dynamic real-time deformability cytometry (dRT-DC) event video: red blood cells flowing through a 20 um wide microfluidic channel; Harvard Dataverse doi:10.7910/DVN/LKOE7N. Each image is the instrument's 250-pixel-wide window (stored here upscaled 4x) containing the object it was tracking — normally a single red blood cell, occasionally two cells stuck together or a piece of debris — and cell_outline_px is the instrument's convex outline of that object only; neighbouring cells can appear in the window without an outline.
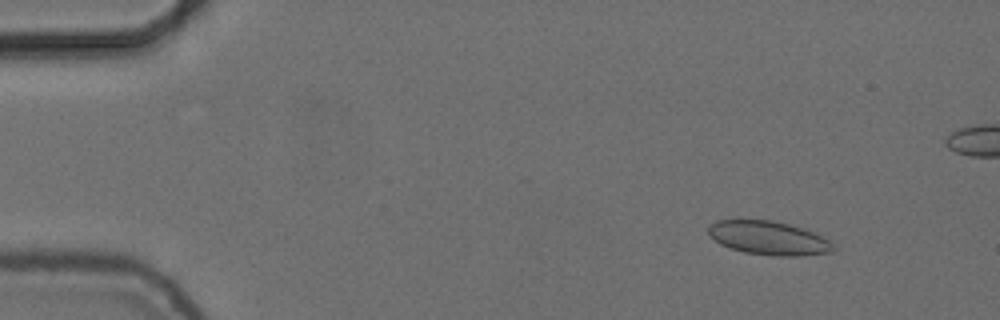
{"species": "common noctule bat (a hibernating species)", "species_latin": "Nyctalus noctula", "temperature_condition": "cold", "stored_images_in_passage": 31, "camera_frame_rate_fps": 3000, "um_per_image_px": 0.085, "animal": {"sex": "female", "body_mass_g": 24.6, "forearm_length_mm": 56.2}, "frame": {"image": 1, "passage_image": 7, "time_ms": 2.0, "image_size_px": [1000, 320], "cell_outline_px": [[836, 248], [832, 252], [800, 256], [776, 256], [744, 252], [720, 244], [708, 232], [708, 224], [716, 220], [736, 216], [772, 220], [788, 224], [824, 236]], "centroid_in_image_um": [65.26, 20.18], "position_along_channel_um": 19.7, "area_um2": 25.2}}
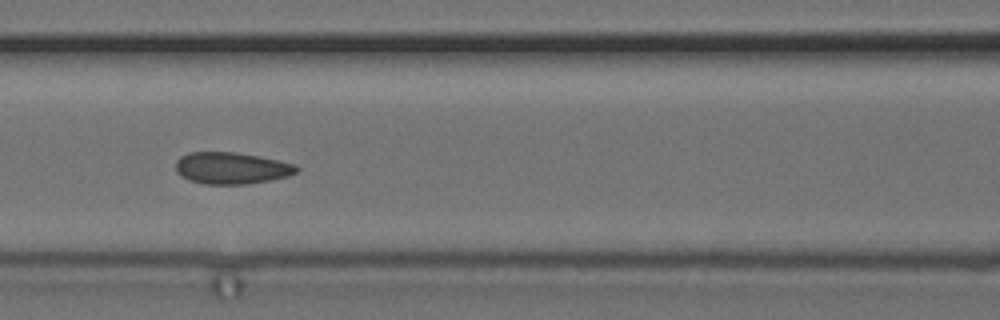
{"frame": {"image": 2, "passage_image": 25, "time_ms": 8.0, "image_size_px": [1000, 320], "cell_outline_px": [[300, 168], [296, 172], [288, 176], [248, 184], [204, 184], [188, 180], [180, 176], [176, 172], [176, 160], [180, 156], [188, 152], [236, 152], [260, 156], [296, 164]], "centroid_in_image_um": [19.65, 14.28], "position_along_channel_um": 146.9, "area_um2": 22.54}}
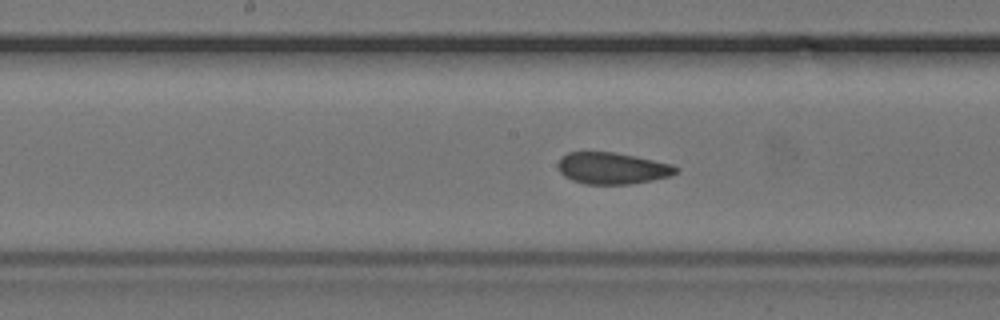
{"frame": {"image": 3, "passage_image": 29, "time_ms": 9.333, "image_size_px": [1000, 320], "cell_outline_px": [[680, 168], [672, 176], [632, 184], [584, 184], [572, 180], [564, 176], [560, 172], [556, 164], [560, 156], [568, 152], [616, 152], [636, 156], [672, 164]], "centroid_in_image_um": [52.03, 14.3], "position_along_channel_um": 196.2, "area_um2": 22.02}}